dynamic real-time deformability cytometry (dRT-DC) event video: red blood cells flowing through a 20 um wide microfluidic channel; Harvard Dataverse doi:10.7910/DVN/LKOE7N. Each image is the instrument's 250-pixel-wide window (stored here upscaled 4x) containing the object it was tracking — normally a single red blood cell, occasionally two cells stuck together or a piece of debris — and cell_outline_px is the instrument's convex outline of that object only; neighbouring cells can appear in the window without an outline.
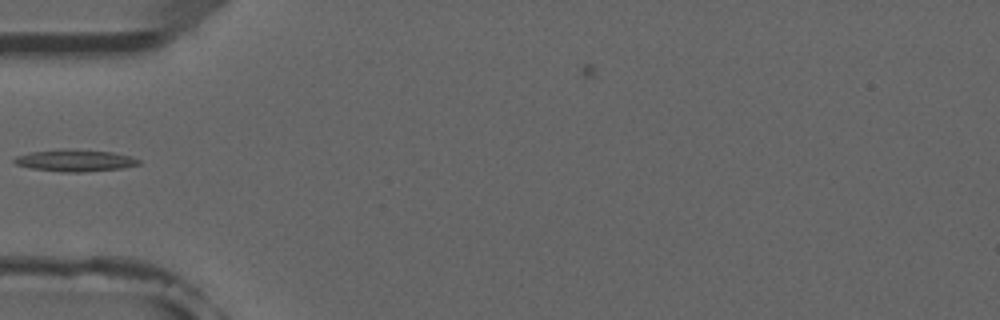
{"species": "common noctule bat (a hibernating species)", "species_latin": "Nyctalus noctula", "temperature_condition": "room temperature", "stored_images_in_passage": 4, "camera_frame_rate_fps": 3000, "um_per_image_px": 0.085, "animal": {"sex": "male", "forearm_length_mm": 52.5}, "frame": {"image": 1, "passage_image": 4, "time_ms": 3.333, "image_size_px": [1000, 320], "cell_outline_px": [[140, 164], [120, 168], [80, 172], [64, 172], [32, 168], [16, 164], [12, 160], [16, 156], [32, 152], [60, 148], [68, 148], [112, 152], [132, 156], [140, 160]], "centroid_in_image_um": [6.37, 13.62], "position_along_channel_um": 78.6, "area_um2": 15.84}}